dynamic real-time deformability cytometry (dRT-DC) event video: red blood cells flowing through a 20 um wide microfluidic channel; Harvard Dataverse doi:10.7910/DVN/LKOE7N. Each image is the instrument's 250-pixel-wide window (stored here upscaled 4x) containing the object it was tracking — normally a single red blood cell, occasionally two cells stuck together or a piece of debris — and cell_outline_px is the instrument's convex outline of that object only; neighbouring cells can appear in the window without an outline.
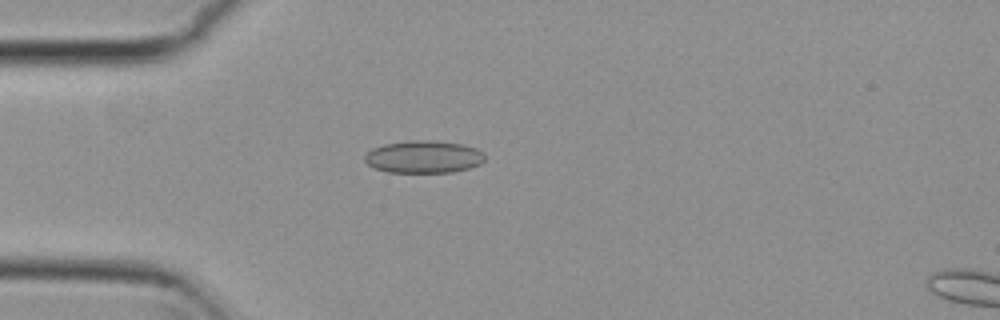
{"species": "common noctule bat (a hibernating species)", "species_latin": "Nyctalus noctula", "temperature_condition": "cold", "stored_images_in_passage": 48, "camera_frame_rate_fps": 3000, "um_per_image_px": 0.085, "animal": {"sex": "female", "body_mass_g": 29.2, "forearm_length_mm": 56.3}, "frame": {"image": 1, "passage_image": 9, "time_ms": 2.667, "image_size_px": [1000, 320], "cell_outline_px": [[484, 160], [480, 164], [468, 168], [452, 172], [388, 172], [376, 168], [368, 164], [364, 160], [364, 156], [372, 148], [384, 144], [408, 140], [436, 140], [464, 144], [476, 148], [484, 152]], "centroid_in_image_um": [36.02, 13.31], "position_along_channel_um": 49.0, "area_um2": 22.83}}
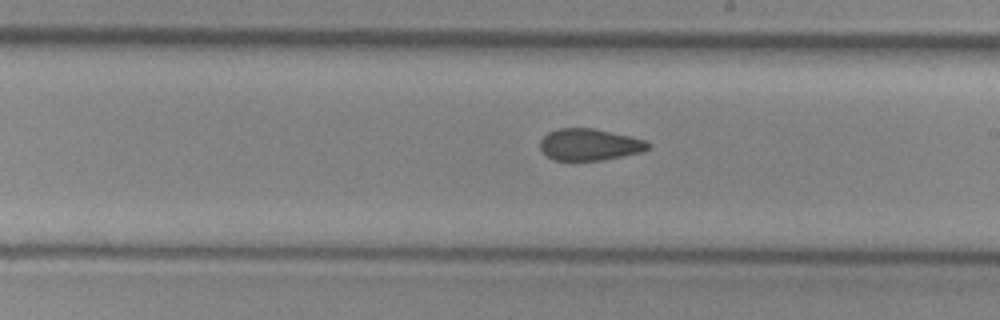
{"frame": {"image": 2, "passage_image": 25, "time_ms": 8.0, "image_size_px": [1000, 320], "cell_outline_px": [[652, 148], [640, 152], [624, 156], [600, 160], [552, 160], [540, 148], [540, 140], [548, 132], [560, 128], [592, 128], [648, 140], [652, 144]], "centroid_in_image_um": [50.15, 12.29], "position_along_channel_um": 238.9, "area_um2": 20.0}}
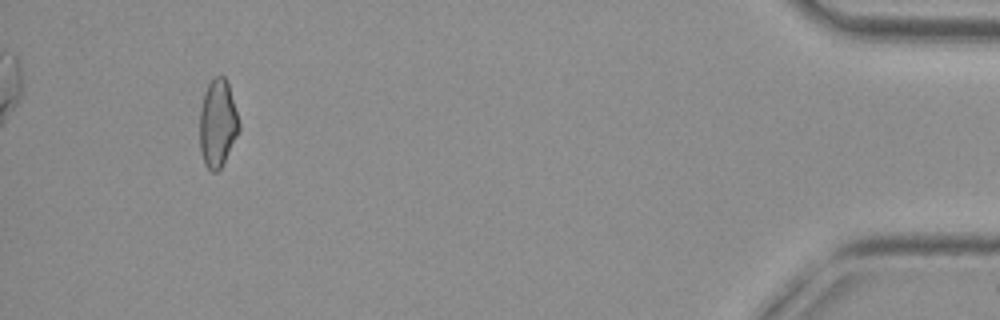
{"frame": {"image": 3, "passage_image": 45, "time_ms": 14.667, "image_size_px": [1000, 320], "cell_outline_px": [[240, 128], [220, 168], [216, 172], [212, 172], [204, 164], [200, 152], [200, 112], [204, 92], [208, 84], [216, 76], [224, 76], [228, 80], [240, 124]], "centroid_in_image_um": [18.49, 10.46], "position_along_channel_um": 416.7, "area_um2": 19.94}, "authors_computed_cell_mechanics": {"area_um2": 20.7791, "velocity_mm_per_s": 3.7913, "shape_relaxation_time_tau1_ms": null, "shape_relaxation_time_tau2_ms": 2.3212, "deformation_change_tau1": null, "deformation_change_tau2": 0.0922}}